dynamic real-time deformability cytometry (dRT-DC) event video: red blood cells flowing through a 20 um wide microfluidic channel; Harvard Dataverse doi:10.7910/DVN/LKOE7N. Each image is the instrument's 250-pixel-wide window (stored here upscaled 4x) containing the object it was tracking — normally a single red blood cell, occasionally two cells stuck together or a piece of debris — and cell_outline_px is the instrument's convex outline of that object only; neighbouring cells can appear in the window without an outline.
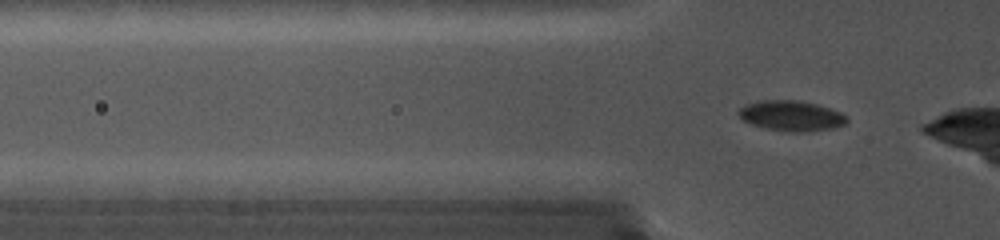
{"species": "common noctule bat (a hibernating species)", "species_latin": "Nyctalus noctula", "temperature_condition": "cold", "stored_images_in_passage": 51, "camera_frame_rate_fps": 5000, "um_per_image_px": 0.085, "animal": {"sex": "female", "body_mass_g": 19.0, "forearm_length_mm": 56.7}, "frame": {"image": 1, "passage_image": 4, "time_ms": 0.6, "image_size_px": [1000, 240], "cell_outline_px": [[848, 124], [836, 128], [804, 132], [796, 132], [764, 128], [752, 124], [744, 120], [736, 112], [740, 108], [748, 104], [764, 100], [796, 100], [816, 104], [832, 108], [848, 116]], "centroid_in_image_um": [67.34, 9.85], "position_along_channel_um": 58.5, "area_um2": 19.19}}
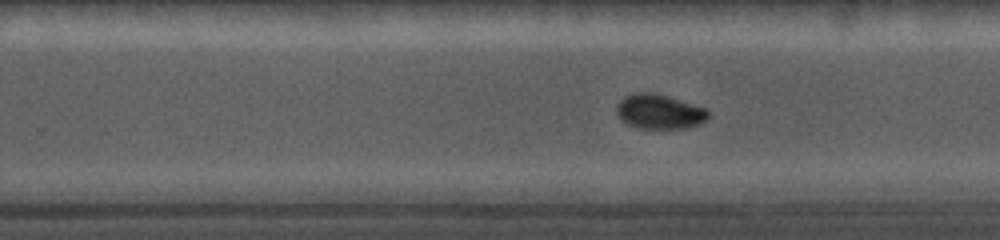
{"frame": {"image": 2, "passage_image": 33, "time_ms": 6.4, "image_size_px": [1000, 240], "cell_outline_px": [[708, 116], [700, 124], [688, 128], [640, 128], [628, 124], [620, 120], [616, 112], [616, 108], [620, 100], [624, 96], [632, 92], [656, 92], [708, 108]], "centroid_in_image_um": [56.04, 9.46], "position_along_channel_um": 273.8, "area_um2": 18.79}}
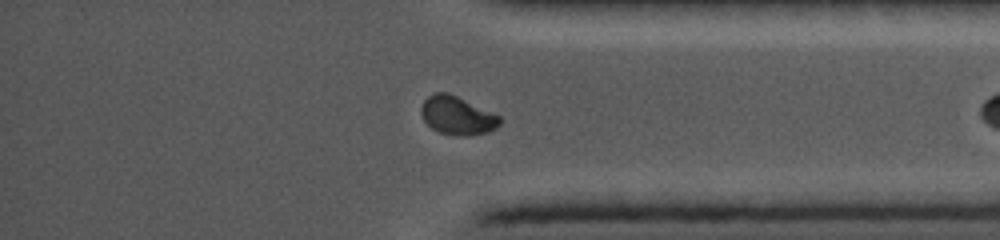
{"frame": {"image": 3, "passage_image": 49, "time_ms": 9.6, "image_size_px": [1000, 240], "cell_outline_px": [[500, 124], [496, 128], [488, 132], [468, 136], [456, 136], [440, 132], [432, 128], [424, 120], [420, 112], [420, 108], [424, 100], [432, 92], [448, 92], [500, 116]], "centroid_in_image_um": [38.84, 9.82], "position_along_channel_um": 396.4, "area_um2": 17.57}}